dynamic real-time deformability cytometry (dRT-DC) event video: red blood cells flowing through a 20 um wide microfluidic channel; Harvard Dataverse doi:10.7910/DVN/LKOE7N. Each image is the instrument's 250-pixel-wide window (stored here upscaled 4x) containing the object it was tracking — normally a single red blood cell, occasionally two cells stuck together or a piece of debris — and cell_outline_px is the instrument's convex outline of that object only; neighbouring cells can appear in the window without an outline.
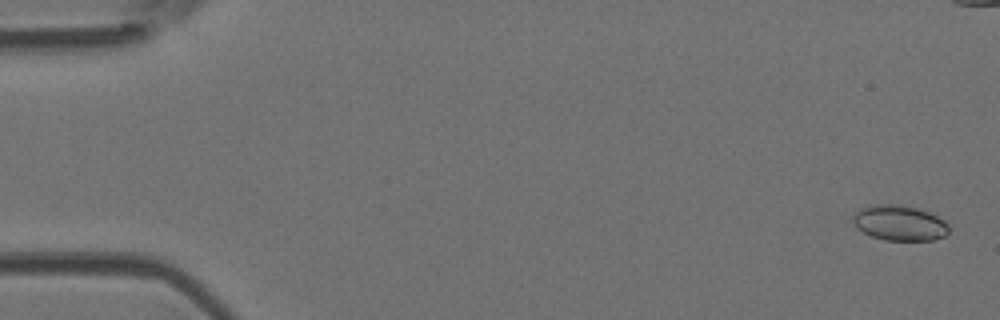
{"species": "Egyptian fruit bat (a non-hibernating species)", "species_latin": "Rousettus aegyptiacus", "temperature_condition": "room temperature", "stored_images_in_passage": 47, "camera_frame_rate_fps": 3000, "um_per_image_px": 0.085, "animal": {"sex": "female"}, "frame": {"image": 1, "passage_image": 2, "time_ms": 0.333, "image_size_px": [1000, 320], "cell_outline_px": [[948, 232], [944, 236], [932, 240], [884, 240], [872, 236], [856, 228], [852, 220], [852, 216], [860, 208], [876, 204], [900, 204], [916, 208], [928, 212], [944, 220], [948, 224]], "centroid_in_image_um": [76.43, 18.94], "position_along_channel_um": 8.6, "area_um2": 19.71}}
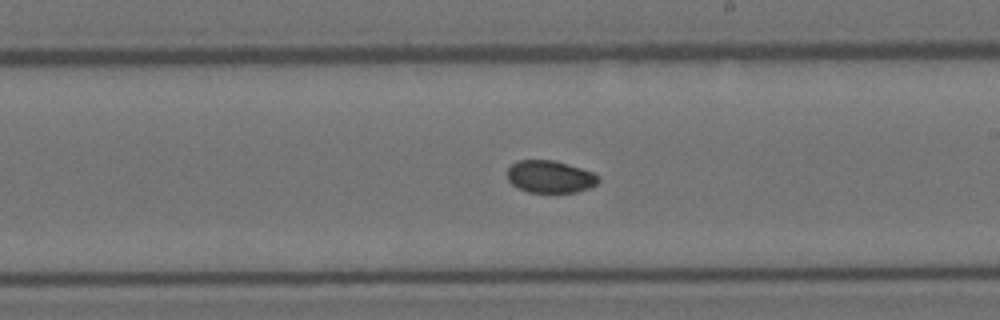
{"frame": {"image": 2, "passage_image": 31, "time_ms": 10.0, "image_size_px": [1000, 320], "cell_outline_px": [[600, 180], [592, 188], [576, 192], [528, 192], [516, 188], [508, 180], [508, 168], [516, 160], [552, 160], [568, 164], [592, 172], [600, 176]], "centroid_in_image_um": [46.76, 15.02], "position_along_channel_um": 242.2, "area_um2": 17.28}}
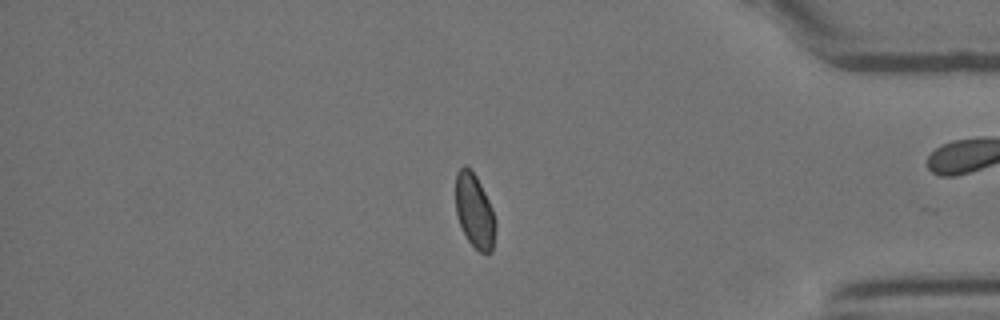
{"frame": {"image": 3, "passage_image": 45, "time_ms": 14.667, "image_size_px": [1000, 320], "cell_outline_px": [[496, 228], [492, 252], [480, 252], [468, 240], [460, 224], [456, 212], [456, 172], [464, 164], [476, 176], [492, 208], [496, 220]], "centroid_in_image_um": [40.35, 17.94], "position_along_channel_um": 394.9, "area_um2": 16.99}, "authors_computed_cell_mechanics": {"area_um2": 18.0914, "velocity_mm_per_s": 3.8837, "shape_relaxation_time_tau1_ms": 10.3538, "shape_relaxation_time_tau2_ms": 2.2976, "deformation_change_tau1": 0.1456, "deformation_change_tau2": 0.0356}}